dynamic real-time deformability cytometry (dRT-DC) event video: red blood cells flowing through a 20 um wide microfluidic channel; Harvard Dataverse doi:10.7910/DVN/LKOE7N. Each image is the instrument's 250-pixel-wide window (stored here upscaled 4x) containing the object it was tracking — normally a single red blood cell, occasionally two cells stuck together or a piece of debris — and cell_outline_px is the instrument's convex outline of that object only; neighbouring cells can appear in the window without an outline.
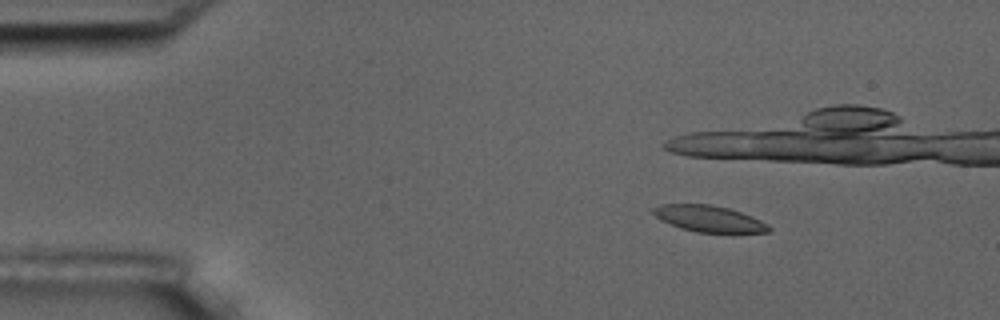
{"species": "common noctule bat (a hibernating species)", "species_latin": "Nyctalus noctula", "temperature_condition": "room temperature", "stored_images_in_passage": 4, "camera_frame_rate_fps": 3000, "um_per_image_px": 0.085, "animal": {"sex": "male", "body_mass_g": 17.5, "forearm_length_mm": 52.3}, "frame": {"image": 1, "passage_image": 3, "time_ms": 2.333, "image_size_px": [1000, 320], "cell_outline_px": [[772, 228], [768, 232], [696, 232], [680, 228], [660, 220], [652, 212], [652, 208], [660, 204], [712, 204], [728, 208], [752, 216], [768, 224]], "centroid_in_image_um": [60.24, 18.58], "position_along_channel_um": 24.8, "area_um2": 17.69}}